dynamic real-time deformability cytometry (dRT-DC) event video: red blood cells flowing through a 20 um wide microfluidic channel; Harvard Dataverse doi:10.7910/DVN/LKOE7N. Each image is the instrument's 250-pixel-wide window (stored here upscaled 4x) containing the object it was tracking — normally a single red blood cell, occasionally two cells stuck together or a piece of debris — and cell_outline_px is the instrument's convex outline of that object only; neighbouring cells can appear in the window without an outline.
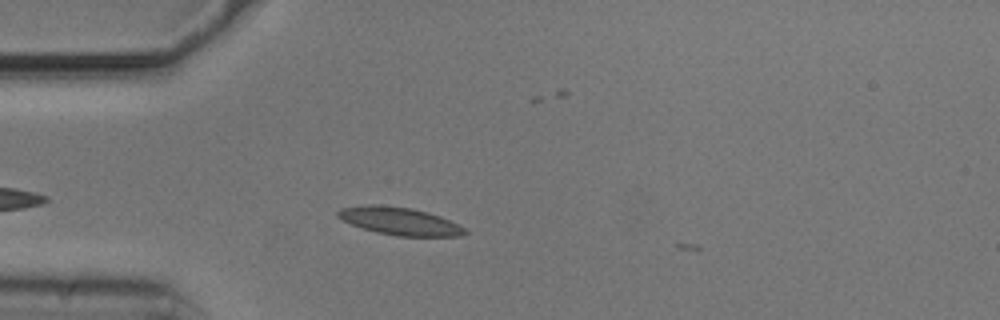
{"species": "common noctule bat (a hibernating species)", "species_latin": "Nyctalus noctula", "temperature_condition": "cold", "stored_images_in_passage": 3, "camera_frame_rate_fps": 3000, "um_per_image_px": 0.085, "animal": {"sex": "male", "body_mass_g": 20.5, "forearm_length_mm": 52.5}, "frame": {"image": 1, "passage_image": 2, "time_ms": 0.333, "image_size_px": [1000, 320], "cell_outline_px": [[468, 232], [460, 236], [396, 236], [376, 232], [352, 224], [336, 216], [336, 212], [340, 208], [368, 204], [380, 204], [412, 208], [428, 212], [440, 216], [464, 228]], "centroid_in_image_um": [33.94, 18.78], "position_along_channel_um": 51.1, "area_um2": 20.4}}